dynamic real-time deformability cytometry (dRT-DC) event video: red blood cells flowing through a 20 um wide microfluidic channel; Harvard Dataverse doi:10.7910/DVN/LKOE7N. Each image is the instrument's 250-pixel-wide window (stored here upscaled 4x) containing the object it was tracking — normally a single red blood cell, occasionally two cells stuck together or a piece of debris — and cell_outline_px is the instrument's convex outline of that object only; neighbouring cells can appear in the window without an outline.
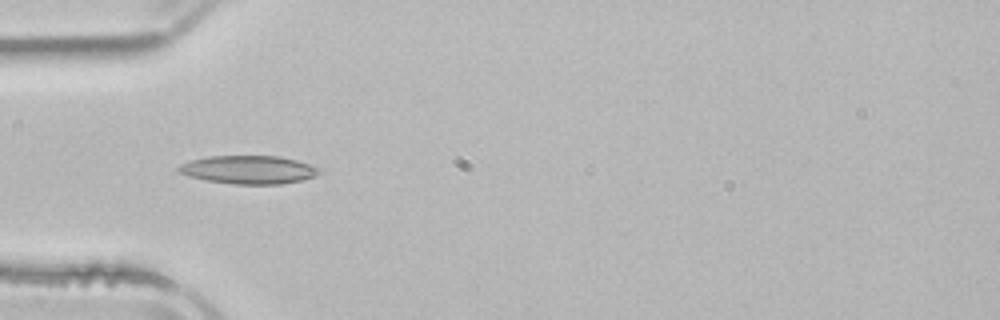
{"species": "common noctule bat (a hibernating species)", "species_latin": "Nyctalus noctula", "temperature_condition": "room temperature", "stored_images_in_passage": 5, "camera_frame_rate_fps": 3000, "um_per_image_px": 0.085, "animal": {"sex": "male", "body_mass_g": 21.5, "forearm_length_mm": 52.0}, "frame": {"image": 1, "passage_image": 4, "time_ms": 4.333, "image_size_px": [1000, 320], "cell_outline_px": [[320, 172], [316, 176], [300, 180], [280, 184], [232, 184], [204, 180], [188, 176], [180, 172], [176, 168], [180, 164], [192, 160], [208, 156], [280, 156], [296, 160], [308, 164], [316, 168]], "centroid_in_image_um": [21.09, 14.43], "position_along_channel_um": 63.9, "area_um2": 23.0}}
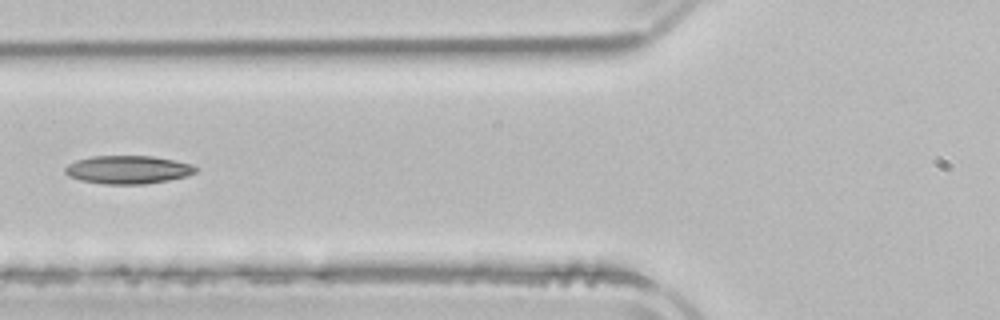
{"frame": {"image": 2, "passage_image": 5, "time_ms": 5.667, "image_size_px": [1000, 320], "cell_outline_px": [[200, 168], [196, 172], [188, 176], [168, 180], [144, 184], [104, 184], [80, 180], [68, 176], [64, 172], [64, 168], [68, 164], [76, 160], [92, 156], [152, 156], [176, 160], [192, 164]], "centroid_in_image_um": [10.9, 14.42], "position_along_channel_um": 114.9, "area_um2": 21.68}}